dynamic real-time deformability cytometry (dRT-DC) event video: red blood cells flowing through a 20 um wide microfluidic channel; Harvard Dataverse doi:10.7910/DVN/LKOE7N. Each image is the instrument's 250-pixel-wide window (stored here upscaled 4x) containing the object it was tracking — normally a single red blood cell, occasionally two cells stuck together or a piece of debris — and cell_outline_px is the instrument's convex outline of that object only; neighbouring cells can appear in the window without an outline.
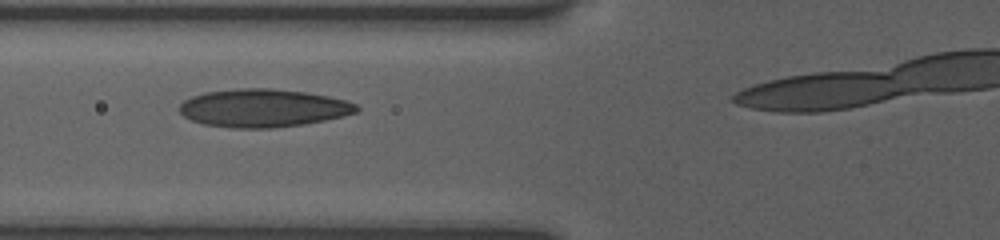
{"species": "human", "species_latin": "Homo sapiens", "temperature_condition": "room temperature", "stored_images_in_passage": 34, "camera_frame_rate_fps": 3000, "um_per_image_px": 0.085, "donor": {"sex": "female"}, "frame": {"image": 1, "passage_image": 9, "time_ms": 2.667, "image_size_px": [1000, 240], "cell_outline_px": [[360, 108], [356, 112], [344, 116], [304, 124], [272, 128], [232, 128], [204, 124], [192, 120], [184, 116], [180, 112], [180, 104], [184, 100], [192, 96], [204, 92], [236, 88], [272, 88], [308, 92], [328, 96], [344, 100], [356, 104]], "centroid_in_image_um": [22.36, 9.18], "position_along_channel_um": 103.4, "area_um2": 39.36}}
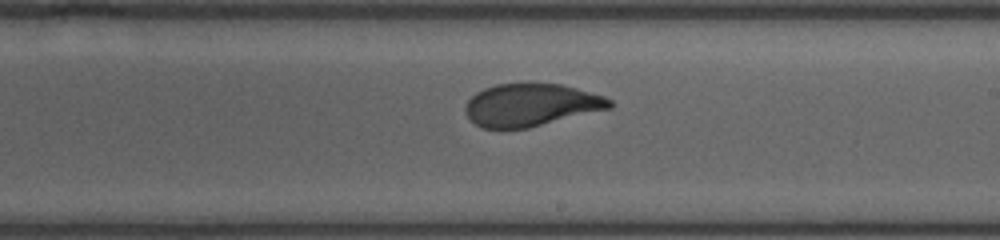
{"frame": {"image": 2, "passage_image": 20, "time_ms": 6.333, "image_size_px": [1000, 240], "cell_outline_px": [[612, 108], [528, 128], [480, 128], [464, 112], [464, 108], [468, 100], [476, 92], [484, 88], [496, 84], [528, 80], [560, 84], [576, 88], [604, 96], [612, 100]], "centroid_in_image_um": [45.12, 8.88], "position_along_channel_um": 243.9, "area_um2": 36.53}}
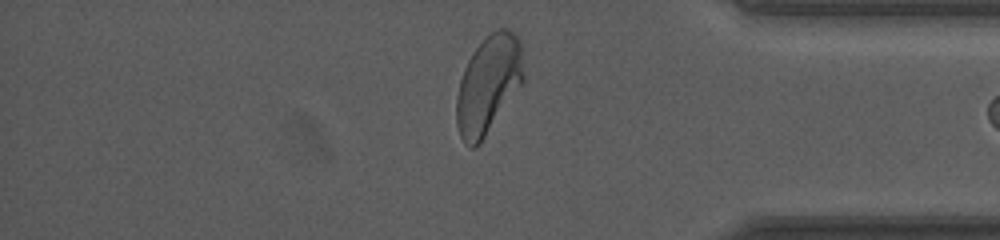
{"frame": {"image": 3, "passage_image": 33, "time_ms": 10.667, "image_size_px": [1000, 240], "cell_outline_px": [[524, 84], [480, 144], [476, 148], [468, 148], [464, 144], [460, 136], [456, 124], [456, 96], [460, 80], [464, 68], [472, 52], [492, 32], [500, 28], [508, 28], [520, 40], [524, 72]], "centroid_in_image_um": [41.52, 7.25], "position_along_channel_um": 393.7, "area_um2": 38.9}}